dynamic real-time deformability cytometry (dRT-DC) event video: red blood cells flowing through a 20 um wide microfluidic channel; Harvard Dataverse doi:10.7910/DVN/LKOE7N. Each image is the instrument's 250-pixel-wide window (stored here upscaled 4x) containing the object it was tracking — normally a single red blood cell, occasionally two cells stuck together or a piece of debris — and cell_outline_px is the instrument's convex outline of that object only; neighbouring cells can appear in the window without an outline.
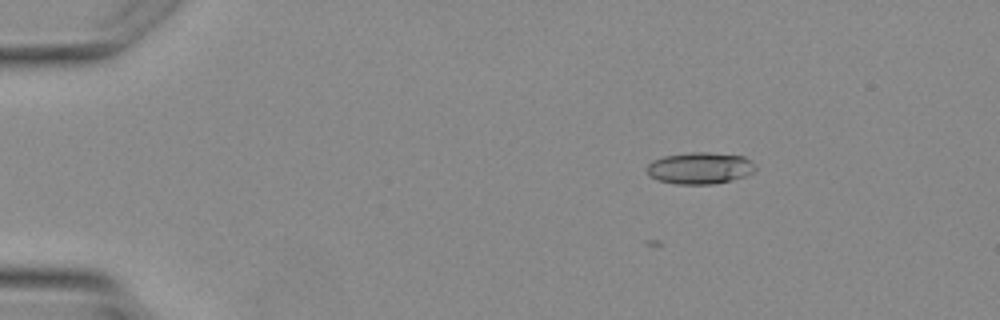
{"species": "Egyptian fruit bat (a non-hibernating species)", "species_latin": "Rousettus aegyptiacus", "temperature_condition": "warm", "stored_images_in_passage": 4, "camera_frame_rate_fps": 3000, "um_per_image_px": 0.085, "animal": {"sex": "female"}, "frame": {"image": 1, "passage_image": 2, "time_ms": 1.333, "image_size_px": [1000, 320], "cell_outline_px": [[756, 168], [752, 172], [744, 176], [712, 184], [676, 184], [660, 180], [648, 176], [648, 164], [652, 160], [664, 156], [692, 152], [708, 152], [744, 156], [756, 164]], "centroid_in_image_um": [59.49, 14.28], "position_along_channel_um": 25.5, "area_um2": 19.88}}
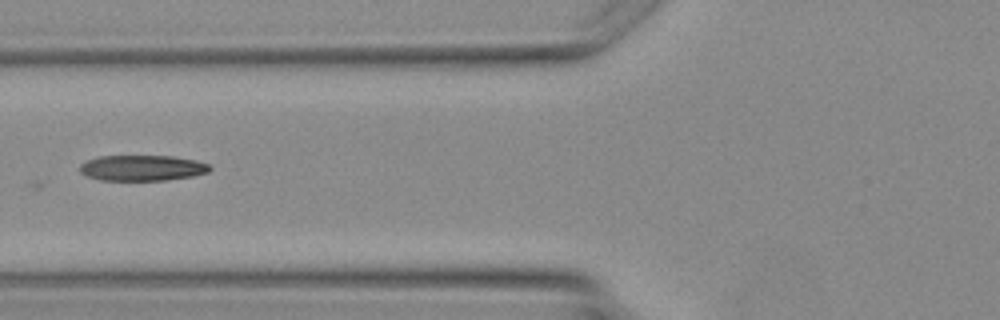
{"frame": {"image": 2, "passage_image": 4, "time_ms": 4.667, "image_size_px": [1000, 320], "cell_outline_px": [[212, 168], [208, 172], [192, 176], [164, 180], [100, 180], [88, 176], [80, 172], [80, 164], [96, 156], [172, 156], [196, 160], [208, 164]], "centroid_in_image_um": [12.08, 14.27], "position_along_channel_um": 113.7, "area_um2": 19.36}}